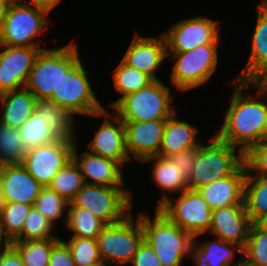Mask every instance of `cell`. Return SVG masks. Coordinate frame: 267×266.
Masks as SVG:
<instances>
[{"instance_id":"2","label":"cell","mask_w":267,"mask_h":266,"mask_svg":"<svg viewBox=\"0 0 267 266\" xmlns=\"http://www.w3.org/2000/svg\"><path fill=\"white\" fill-rule=\"evenodd\" d=\"M144 240L152 247L161 266H181L182 260L190 254L193 237L178 225L172 223L158 209L153 220L149 214L139 213ZM186 255V256H185Z\"/></svg>"},{"instance_id":"35","label":"cell","mask_w":267,"mask_h":266,"mask_svg":"<svg viewBox=\"0 0 267 266\" xmlns=\"http://www.w3.org/2000/svg\"><path fill=\"white\" fill-rule=\"evenodd\" d=\"M85 182L79 166L71 159L52 179L49 188L69 203Z\"/></svg>"},{"instance_id":"50","label":"cell","mask_w":267,"mask_h":266,"mask_svg":"<svg viewBox=\"0 0 267 266\" xmlns=\"http://www.w3.org/2000/svg\"><path fill=\"white\" fill-rule=\"evenodd\" d=\"M239 266H249V265L242 261V263Z\"/></svg>"},{"instance_id":"51","label":"cell","mask_w":267,"mask_h":266,"mask_svg":"<svg viewBox=\"0 0 267 266\" xmlns=\"http://www.w3.org/2000/svg\"><path fill=\"white\" fill-rule=\"evenodd\" d=\"M94 266H106V265H104L103 263H101V264H96Z\"/></svg>"},{"instance_id":"7","label":"cell","mask_w":267,"mask_h":266,"mask_svg":"<svg viewBox=\"0 0 267 266\" xmlns=\"http://www.w3.org/2000/svg\"><path fill=\"white\" fill-rule=\"evenodd\" d=\"M209 141V145L201 143L199 147L193 173L188 181L191 190L231 175L244 162V154H236V147L219 140L215 135Z\"/></svg>"},{"instance_id":"49","label":"cell","mask_w":267,"mask_h":266,"mask_svg":"<svg viewBox=\"0 0 267 266\" xmlns=\"http://www.w3.org/2000/svg\"><path fill=\"white\" fill-rule=\"evenodd\" d=\"M3 237H4V235H3V233H2V231L0 229V252L10 244V242L7 241V239L3 238Z\"/></svg>"},{"instance_id":"42","label":"cell","mask_w":267,"mask_h":266,"mask_svg":"<svg viewBox=\"0 0 267 266\" xmlns=\"http://www.w3.org/2000/svg\"><path fill=\"white\" fill-rule=\"evenodd\" d=\"M48 266H76L70 248L60 239L53 247Z\"/></svg>"},{"instance_id":"31","label":"cell","mask_w":267,"mask_h":266,"mask_svg":"<svg viewBox=\"0 0 267 266\" xmlns=\"http://www.w3.org/2000/svg\"><path fill=\"white\" fill-rule=\"evenodd\" d=\"M45 119L50 132L57 140L76 141L74 117L63 107L45 100Z\"/></svg>"},{"instance_id":"6","label":"cell","mask_w":267,"mask_h":266,"mask_svg":"<svg viewBox=\"0 0 267 266\" xmlns=\"http://www.w3.org/2000/svg\"><path fill=\"white\" fill-rule=\"evenodd\" d=\"M131 190L126 187H108L84 184L70 201L68 207H80L89 210L105 225L124 220L132 212Z\"/></svg>"},{"instance_id":"30","label":"cell","mask_w":267,"mask_h":266,"mask_svg":"<svg viewBox=\"0 0 267 266\" xmlns=\"http://www.w3.org/2000/svg\"><path fill=\"white\" fill-rule=\"evenodd\" d=\"M113 84L115 90L122 94L120 98L111 103L113 107L122 97L138 92L140 89L148 86L154 80L147 74L132 68L125 64L122 60L113 70Z\"/></svg>"},{"instance_id":"23","label":"cell","mask_w":267,"mask_h":266,"mask_svg":"<svg viewBox=\"0 0 267 266\" xmlns=\"http://www.w3.org/2000/svg\"><path fill=\"white\" fill-rule=\"evenodd\" d=\"M257 19L251 36V51L242 71L234 78L247 81L261 66L267 62V2L256 5Z\"/></svg>"},{"instance_id":"46","label":"cell","mask_w":267,"mask_h":266,"mask_svg":"<svg viewBox=\"0 0 267 266\" xmlns=\"http://www.w3.org/2000/svg\"><path fill=\"white\" fill-rule=\"evenodd\" d=\"M61 0H30V3L33 6H36L37 8L43 9L47 11L48 13L51 12L53 8H55Z\"/></svg>"},{"instance_id":"17","label":"cell","mask_w":267,"mask_h":266,"mask_svg":"<svg viewBox=\"0 0 267 266\" xmlns=\"http://www.w3.org/2000/svg\"><path fill=\"white\" fill-rule=\"evenodd\" d=\"M159 37H143L135 34L122 57V61L128 66L149 75L153 80H159L155 72L168 57L165 38L163 34H160Z\"/></svg>"},{"instance_id":"36","label":"cell","mask_w":267,"mask_h":266,"mask_svg":"<svg viewBox=\"0 0 267 266\" xmlns=\"http://www.w3.org/2000/svg\"><path fill=\"white\" fill-rule=\"evenodd\" d=\"M54 226L52 222L32 206L24 221L21 234L14 241L60 239L58 236L55 237V235L51 234L52 230L55 229Z\"/></svg>"},{"instance_id":"27","label":"cell","mask_w":267,"mask_h":266,"mask_svg":"<svg viewBox=\"0 0 267 266\" xmlns=\"http://www.w3.org/2000/svg\"><path fill=\"white\" fill-rule=\"evenodd\" d=\"M18 130L28 149L57 141L45 119V99L36 101L34 112Z\"/></svg>"},{"instance_id":"22","label":"cell","mask_w":267,"mask_h":266,"mask_svg":"<svg viewBox=\"0 0 267 266\" xmlns=\"http://www.w3.org/2000/svg\"><path fill=\"white\" fill-rule=\"evenodd\" d=\"M197 240L193 238L189 255L194 259L195 266H239L243 261V248L236 243L216 238L199 244ZM234 251L241 253L237 262L232 260Z\"/></svg>"},{"instance_id":"20","label":"cell","mask_w":267,"mask_h":266,"mask_svg":"<svg viewBox=\"0 0 267 266\" xmlns=\"http://www.w3.org/2000/svg\"><path fill=\"white\" fill-rule=\"evenodd\" d=\"M247 167L243 162L231 175L197 189L211 210L230 205H245Z\"/></svg>"},{"instance_id":"16","label":"cell","mask_w":267,"mask_h":266,"mask_svg":"<svg viewBox=\"0 0 267 266\" xmlns=\"http://www.w3.org/2000/svg\"><path fill=\"white\" fill-rule=\"evenodd\" d=\"M42 187L22 163L0 165V203L33 205Z\"/></svg>"},{"instance_id":"45","label":"cell","mask_w":267,"mask_h":266,"mask_svg":"<svg viewBox=\"0 0 267 266\" xmlns=\"http://www.w3.org/2000/svg\"><path fill=\"white\" fill-rule=\"evenodd\" d=\"M0 266H25L17 250L9 244L0 252Z\"/></svg>"},{"instance_id":"40","label":"cell","mask_w":267,"mask_h":266,"mask_svg":"<svg viewBox=\"0 0 267 266\" xmlns=\"http://www.w3.org/2000/svg\"><path fill=\"white\" fill-rule=\"evenodd\" d=\"M244 163L247 175L267 177V140L252 146L244 154Z\"/></svg>"},{"instance_id":"37","label":"cell","mask_w":267,"mask_h":266,"mask_svg":"<svg viewBox=\"0 0 267 266\" xmlns=\"http://www.w3.org/2000/svg\"><path fill=\"white\" fill-rule=\"evenodd\" d=\"M243 262L249 266H267V232L252 223L243 248Z\"/></svg>"},{"instance_id":"41","label":"cell","mask_w":267,"mask_h":266,"mask_svg":"<svg viewBox=\"0 0 267 266\" xmlns=\"http://www.w3.org/2000/svg\"><path fill=\"white\" fill-rule=\"evenodd\" d=\"M200 142L194 146L185 149L182 152L170 155L167 157L182 173L183 177L189 181L192 173L193 167L196 162L197 153L200 147Z\"/></svg>"},{"instance_id":"3","label":"cell","mask_w":267,"mask_h":266,"mask_svg":"<svg viewBox=\"0 0 267 266\" xmlns=\"http://www.w3.org/2000/svg\"><path fill=\"white\" fill-rule=\"evenodd\" d=\"M73 41L64 47L42 49L37 55L25 85L37 100H48L57 93L63 74L80 59Z\"/></svg>"},{"instance_id":"25","label":"cell","mask_w":267,"mask_h":266,"mask_svg":"<svg viewBox=\"0 0 267 266\" xmlns=\"http://www.w3.org/2000/svg\"><path fill=\"white\" fill-rule=\"evenodd\" d=\"M0 122L18 129L34 112L37 99L25 87L0 94Z\"/></svg>"},{"instance_id":"39","label":"cell","mask_w":267,"mask_h":266,"mask_svg":"<svg viewBox=\"0 0 267 266\" xmlns=\"http://www.w3.org/2000/svg\"><path fill=\"white\" fill-rule=\"evenodd\" d=\"M70 248L76 266H94L101 264L96 239L71 237L65 242Z\"/></svg>"},{"instance_id":"34","label":"cell","mask_w":267,"mask_h":266,"mask_svg":"<svg viewBox=\"0 0 267 266\" xmlns=\"http://www.w3.org/2000/svg\"><path fill=\"white\" fill-rule=\"evenodd\" d=\"M60 239L12 241L25 266H48L52 247Z\"/></svg>"},{"instance_id":"4","label":"cell","mask_w":267,"mask_h":266,"mask_svg":"<svg viewBox=\"0 0 267 266\" xmlns=\"http://www.w3.org/2000/svg\"><path fill=\"white\" fill-rule=\"evenodd\" d=\"M171 90L160 79L138 92L122 97L113 107L122 122L166 120L176 110L171 106Z\"/></svg>"},{"instance_id":"38","label":"cell","mask_w":267,"mask_h":266,"mask_svg":"<svg viewBox=\"0 0 267 266\" xmlns=\"http://www.w3.org/2000/svg\"><path fill=\"white\" fill-rule=\"evenodd\" d=\"M33 206L56 225L58 219L65 215L69 202L47 186L41 188Z\"/></svg>"},{"instance_id":"5","label":"cell","mask_w":267,"mask_h":266,"mask_svg":"<svg viewBox=\"0 0 267 266\" xmlns=\"http://www.w3.org/2000/svg\"><path fill=\"white\" fill-rule=\"evenodd\" d=\"M13 1L0 25V45L12 47H41L33 41L48 28V12L27 3ZM35 8V9H34Z\"/></svg>"},{"instance_id":"26","label":"cell","mask_w":267,"mask_h":266,"mask_svg":"<svg viewBox=\"0 0 267 266\" xmlns=\"http://www.w3.org/2000/svg\"><path fill=\"white\" fill-rule=\"evenodd\" d=\"M154 161L152 166V179L154 183L164 192L162 199L156 206L158 209L169 198L166 192L181 193L189 189L188 181L183 177L180 170L168 159L159 156L150 157L142 162Z\"/></svg>"},{"instance_id":"28","label":"cell","mask_w":267,"mask_h":266,"mask_svg":"<svg viewBox=\"0 0 267 266\" xmlns=\"http://www.w3.org/2000/svg\"><path fill=\"white\" fill-rule=\"evenodd\" d=\"M67 209L64 226L73 232L72 237L96 239L105 224L84 208L69 207Z\"/></svg>"},{"instance_id":"9","label":"cell","mask_w":267,"mask_h":266,"mask_svg":"<svg viewBox=\"0 0 267 266\" xmlns=\"http://www.w3.org/2000/svg\"><path fill=\"white\" fill-rule=\"evenodd\" d=\"M219 42L204 44L187 52H167L176 60L170 82L180 92L194 89L207 81L215 73L218 65Z\"/></svg>"},{"instance_id":"43","label":"cell","mask_w":267,"mask_h":266,"mask_svg":"<svg viewBox=\"0 0 267 266\" xmlns=\"http://www.w3.org/2000/svg\"><path fill=\"white\" fill-rule=\"evenodd\" d=\"M132 266H161L152 247L143 240L130 263Z\"/></svg>"},{"instance_id":"1","label":"cell","mask_w":267,"mask_h":266,"mask_svg":"<svg viewBox=\"0 0 267 266\" xmlns=\"http://www.w3.org/2000/svg\"><path fill=\"white\" fill-rule=\"evenodd\" d=\"M237 83L231 103L225 112L224 122L215 136L245 154L252 146L267 140V101L246 95L250 84L247 81L231 80Z\"/></svg>"},{"instance_id":"14","label":"cell","mask_w":267,"mask_h":266,"mask_svg":"<svg viewBox=\"0 0 267 266\" xmlns=\"http://www.w3.org/2000/svg\"><path fill=\"white\" fill-rule=\"evenodd\" d=\"M113 114L104 109L91 116L105 118L94 138L88 143V152L116 161L123 168L130 160L126 150L125 127L120 118Z\"/></svg>"},{"instance_id":"13","label":"cell","mask_w":267,"mask_h":266,"mask_svg":"<svg viewBox=\"0 0 267 266\" xmlns=\"http://www.w3.org/2000/svg\"><path fill=\"white\" fill-rule=\"evenodd\" d=\"M218 23L203 16L180 20L162 33L167 52H187L200 45L219 42Z\"/></svg>"},{"instance_id":"12","label":"cell","mask_w":267,"mask_h":266,"mask_svg":"<svg viewBox=\"0 0 267 266\" xmlns=\"http://www.w3.org/2000/svg\"><path fill=\"white\" fill-rule=\"evenodd\" d=\"M75 143L76 141L57 140L29 149L22 165L41 186L47 187L53 177L72 159Z\"/></svg>"},{"instance_id":"8","label":"cell","mask_w":267,"mask_h":266,"mask_svg":"<svg viewBox=\"0 0 267 266\" xmlns=\"http://www.w3.org/2000/svg\"><path fill=\"white\" fill-rule=\"evenodd\" d=\"M131 213L124 220L105 225L96 237L99 255L104 265L117 266L130 264L139 245L144 240V233L139 220Z\"/></svg>"},{"instance_id":"10","label":"cell","mask_w":267,"mask_h":266,"mask_svg":"<svg viewBox=\"0 0 267 266\" xmlns=\"http://www.w3.org/2000/svg\"><path fill=\"white\" fill-rule=\"evenodd\" d=\"M81 58L61 78L57 93L48 99L63 107L73 117L77 114L92 116L104 110V106L96 98Z\"/></svg>"},{"instance_id":"44","label":"cell","mask_w":267,"mask_h":266,"mask_svg":"<svg viewBox=\"0 0 267 266\" xmlns=\"http://www.w3.org/2000/svg\"><path fill=\"white\" fill-rule=\"evenodd\" d=\"M247 82L253 89L258 88L256 96L262 98L267 96V62L261 66L248 80Z\"/></svg>"},{"instance_id":"29","label":"cell","mask_w":267,"mask_h":266,"mask_svg":"<svg viewBox=\"0 0 267 266\" xmlns=\"http://www.w3.org/2000/svg\"><path fill=\"white\" fill-rule=\"evenodd\" d=\"M244 204L252 223L267 214V177L247 175Z\"/></svg>"},{"instance_id":"11","label":"cell","mask_w":267,"mask_h":266,"mask_svg":"<svg viewBox=\"0 0 267 266\" xmlns=\"http://www.w3.org/2000/svg\"><path fill=\"white\" fill-rule=\"evenodd\" d=\"M158 210L193 238L210 229L212 210L197 190L182 191L175 200L169 197Z\"/></svg>"},{"instance_id":"21","label":"cell","mask_w":267,"mask_h":266,"mask_svg":"<svg viewBox=\"0 0 267 266\" xmlns=\"http://www.w3.org/2000/svg\"><path fill=\"white\" fill-rule=\"evenodd\" d=\"M76 147L77 142L73 147L72 159L79 166L86 184L124 187L123 168L116 161L91 154L87 150L78 155Z\"/></svg>"},{"instance_id":"48","label":"cell","mask_w":267,"mask_h":266,"mask_svg":"<svg viewBox=\"0 0 267 266\" xmlns=\"http://www.w3.org/2000/svg\"><path fill=\"white\" fill-rule=\"evenodd\" d=\"M254 224L261 230L267 232V214L258 218Z\"/></svg>"},{"instance_id":"32","label":"cell","mask_w":267,"mask_h":266,"mask_svg":"<svg viewBox=\"0 0 267 266\" xmlns=\"http://www.w3.org/2000/svg\"><path fill=\"white\" fill-rule=\"evenodd\" d=\"M32 206L25 203H0V229L10 243L21 234Z\"/></svg>"},{"instance_id":"18","label":"cell","mask_w":267,"mask_h":266,"mask_svg":"<svg viewBox=\"0 0 267 266\" xmlns=\"http://www.w3.org/2000/svg\"><path fill=\"white\" fill-rule=\"evenodd\" d=\"M125 127L126 150L140 162L158 156L164 135L166 120L146 122H123Z\"/></svg>"},{"instance_id":"47","label":"cell","mask_w":267,"mask_h":266,"mask_svg":"<svg viewBox=\"0 0 267 266\" xmlns=\"http://www.w3.org/2000/svg\"><path fill=\"white\" fill-rule=\"evenodd\" d=\"M13 0H0V25L8 11V8Z\"/></svg>"},{"instance_id":"24","label":"cell","mask_w":267,"mask_h":266,"mask_svg":"<svg viewBox=\"0 0 267 266\" xmlns=\"http://www.w3.org/2000/svg\"><path fill=\"white\" fill-rule=\"evenodd\" d=\"M176 111L166 119L164 135L158 156L167 158L198 144L196 136L198 128L186 121L177 119Z\"/></svg>"},{"instance_id":"19","label":"cell","mask_w":267,"mask_h":266,"mask_svg":"<svg viewBox=\"0 0 267 266\" xmlns=\"http://www.w3.org/2000/svg\"><path fill=\"white\" fill-rule=\"evenodd\" d=\"M251 225L245 205H230L212 210L208 233L244 248Z\"/></svg>"},{"instance_id":"15","label":"cell","mask_w":267,"mask_h":266,"mask_svg":"<svg viewBox=\"0 0 267 266\" xmlns=\"http://www.w3.org/2000/svg\"><path fill=\"white\" fill-rule=\"evenodd\" d=\"M0 48V94L24 88L37 55L45 47Z\"/></svg>"},{"instance_id":"33","label":"cell","mask_w":267,"mask_h":266,"mask_svg":"<svg viewBox=\"0 0 267 266\" xmlns=\"http://www.w3.org/2000/svg\"><path fill=\"white\" fill-rule=\"evenodd\" d=\"M28 151L19 130L0 122V165L22 163Z\"/></svg>"}]
</instances>
